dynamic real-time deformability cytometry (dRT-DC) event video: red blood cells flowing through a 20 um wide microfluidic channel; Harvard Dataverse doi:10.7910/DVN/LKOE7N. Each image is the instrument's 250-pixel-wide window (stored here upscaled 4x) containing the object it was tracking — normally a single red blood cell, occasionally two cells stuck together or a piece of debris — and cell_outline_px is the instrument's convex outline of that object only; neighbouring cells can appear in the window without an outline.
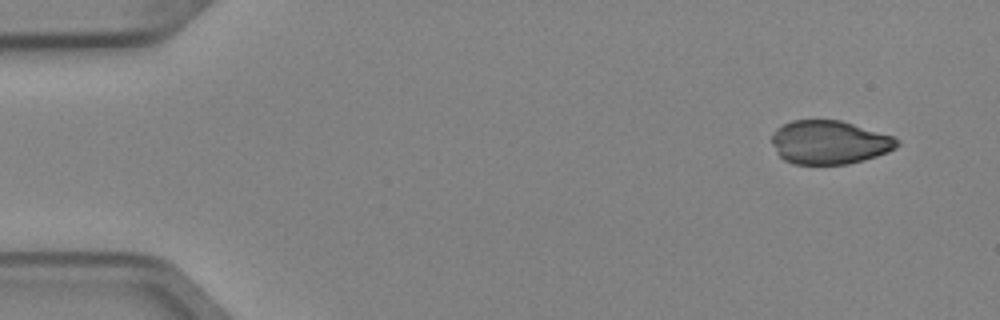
{"species": "Egyptian fruit bat (a non-hibernating species)", "species_latin": "Rousettus aegyptiacus", "temperature_condition": "cold", "stored_images_in_passage": 4, "camera_frame_rate_fps": 3000, "um_per_image_px": 0.085, "animal": {"sex": "female"}, "frame": {"image": 1, "passage_image": 1, "time_ms": 0.0, "image_size_px": [1000, 320], "cell_outline_px": [[900, 144], [896, 148], [888, 152], [864, 160], [848, 164], [792, 164], [784, 160], [776, 152], [772, 144], [772, 132], [776, 128], [792, 120], [840, 120], [892, 136], [900, 140]], "centroid_in_image_um": [70.48, 12.1], "position_along_channel_um": 14.5, "area_um2": 31.91}}
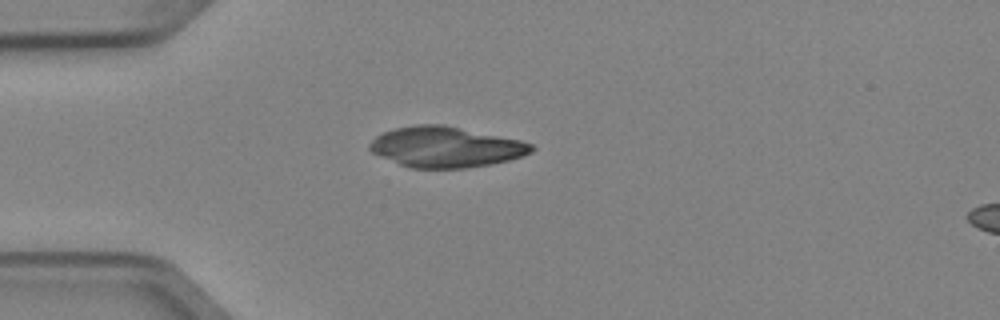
{"frame": {"image": 2, "passage_image": 3, "time_ms": 0.667, "image_size_px": [1000, 320], "cell_outline_px": [[536, 148], [532, 152], [524, 156], [508, 160], [488, 164], [464, 168], [412, 168], [400, 164], [372, 152], [368, 148], [368, 144], [380, 132], [396, 128], [416, 124], [444, 124], [520, 140], [532, 144]], "centroid_in_image_um": [37.89, 12.48], "position_along_channel_um": 47.1, "area_um2": 38.21}}